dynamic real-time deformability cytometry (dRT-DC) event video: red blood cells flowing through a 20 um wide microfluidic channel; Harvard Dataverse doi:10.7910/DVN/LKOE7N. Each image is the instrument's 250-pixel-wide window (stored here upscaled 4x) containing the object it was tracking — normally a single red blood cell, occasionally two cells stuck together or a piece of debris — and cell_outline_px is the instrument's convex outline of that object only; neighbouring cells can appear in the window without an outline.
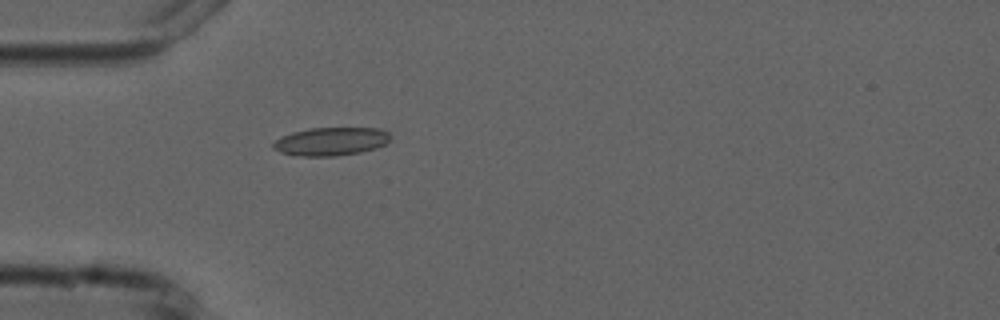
{"species": "common noctule bat (a hibernating species)", "species_latin": "Nyctalus noctula", "temperature_condition": "cold", "stored_images_in_passage": 5, "camera_frame_rate_fps": 3000, "um_per_image_px": 0.085, "animal": {"sex": "male", "forearm_length_mm": 52.5}, "frame": {"image": 1, "passage_image": 5, "time_ms": 6.0, "image_size_px": [1000, 320], "cell_outline_px": [[392, 140], [376, 148], [360, 152], [332, 156], [300, 156], [280, 152], [272, 148], [272, 144], [280, 136], [292, 132], [308, 128], [380, 128], [388, 132], [392, 136]], "centroid_in_image_um": [28.14, 12.01], "position_along_channel_um": 56.9, "area_um2": 19.42}}